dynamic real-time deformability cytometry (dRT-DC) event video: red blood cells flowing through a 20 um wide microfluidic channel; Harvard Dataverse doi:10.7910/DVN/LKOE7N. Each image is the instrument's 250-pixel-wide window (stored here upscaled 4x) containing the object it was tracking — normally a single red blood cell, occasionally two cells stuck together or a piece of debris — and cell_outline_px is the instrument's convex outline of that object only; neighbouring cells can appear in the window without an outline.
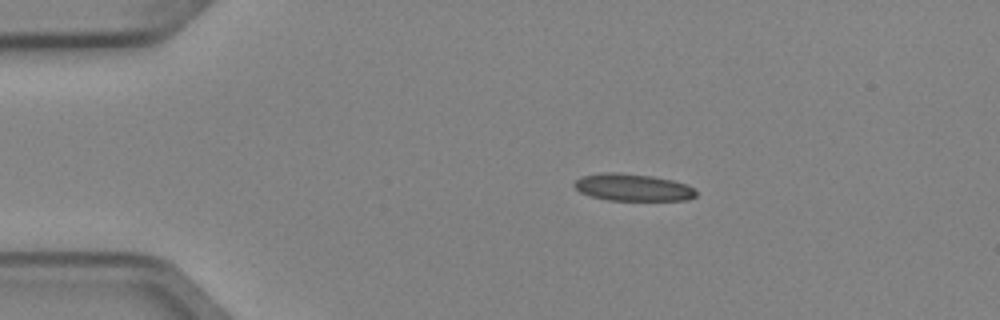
{"species": "Egyptian fruit bat (a non-hibernating species)", "species_latin": "Rousettus aegyptiacus", "temperature_condition": "cold", "stored_images_in_passage": 4, "camera_frame_rate_fps": 3000, "um_per_image_px": 0.085, "animal": {"sex": "female"}, "frame": {"image": 1, "passage_image": 2, "time_ms": 0.333, "image_size_px": [1000, 320], "cell_outline_px": [[696, 196], [688, 200], [608, 200], [592, 196], [580, 192], [572, 184], [580, 176], [600, 172], [616, 172], [652, 176], [672, 180], [688, 184], [696, 192]], "centroid_in_image_um": [53.77, 15.92], "position_along_channel_um": 31.2, "area_um2": 19.31}}
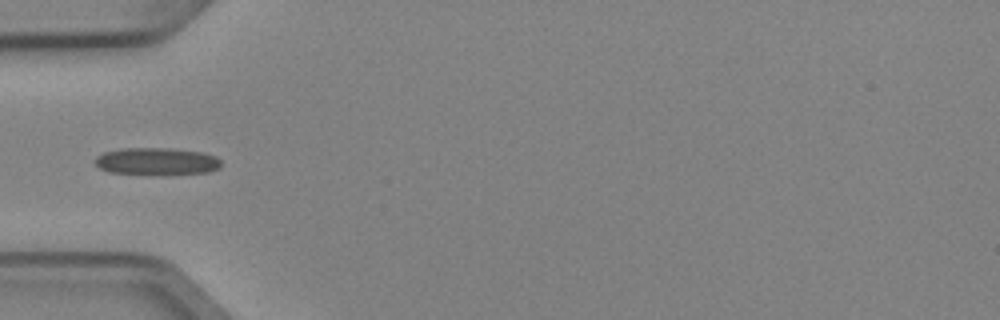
{"frame": {"image": 2, "passage_image": 4, "time_ms": 1.0, "image_size_px": [1000, 320], "cell_outline_px": [[220, 168], [208, 172], [160, 176], [108, 172], [100, 168], [96, 164], [96, 156], [104, 152], [120, 148], [168, 148], [204, 152], [216, 156], [220, 160]], "centroid_in_image_um": [13.33, 13.73], "position_along_channel_um": 71.7, "area_um2": 20.58}}